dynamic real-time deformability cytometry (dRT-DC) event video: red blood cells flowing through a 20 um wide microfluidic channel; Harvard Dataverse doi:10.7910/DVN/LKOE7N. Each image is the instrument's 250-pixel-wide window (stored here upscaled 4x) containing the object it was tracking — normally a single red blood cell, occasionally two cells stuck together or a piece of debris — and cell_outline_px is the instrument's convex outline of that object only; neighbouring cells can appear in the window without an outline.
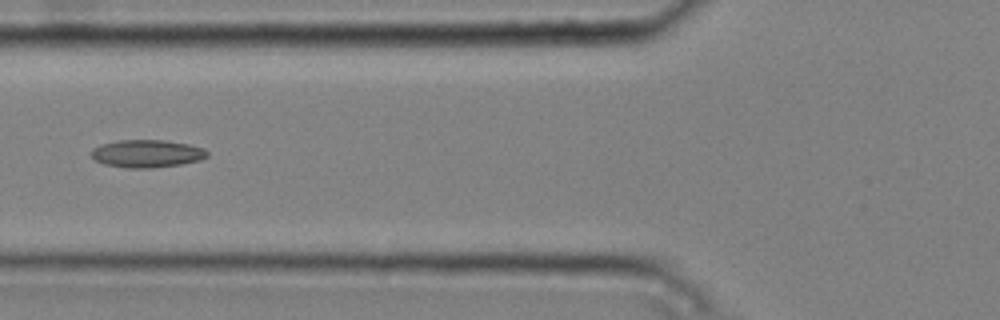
{"species": "common noctule bat (a hibernating species)", "species_latin": "Nyctalus noctula", "temperature_condition": "cold", "stored_images_in_passage": 6, "camera_frame_rate_fps": 3000, "um_per_image_px": 0.085, "animal": {"sex": "male", "body_mass_g": 20.4}, "frame": {"image": 1, "passage_image": 6, "time_ms": 1.667, "image_size_px": [1000, 320], "cell_outline_px": [[208, 156], [200, 160], [180, 164], [152, 168], [128, 168], [104, 164], [96, 160], [92, 156], [92, 148], [100, 144], [120, 140], [164, 140], [188, 144], [204, 148], [208, 152]], "centroid_in_image_um": [12.49, 13.05], "position_along_channel_um": 113.3, "area_um2": 18.67}}